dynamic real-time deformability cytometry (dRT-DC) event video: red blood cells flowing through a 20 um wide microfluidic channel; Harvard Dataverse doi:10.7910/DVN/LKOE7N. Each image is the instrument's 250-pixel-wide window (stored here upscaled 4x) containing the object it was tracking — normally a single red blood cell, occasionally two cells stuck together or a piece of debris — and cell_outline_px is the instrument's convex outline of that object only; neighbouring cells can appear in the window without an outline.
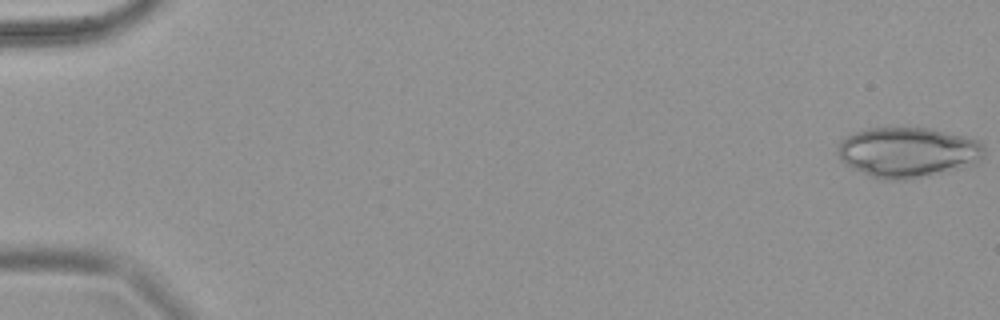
{"species": "common noctule bat (a hibernating species)", "species_latin": "Nyctalus noctula", "temperature_condition": "warm", "stored_images_in_passage": 69, "camera_frame_rate_fps": 3000, "um_per_image_px": 0.085, "animal": {"sex": "female", "body_mass_g": 18.4}, "frame": {"image": 1, "passage_image": 1, "time_ms": 0.0, "image_size_px": [1000, 320], "cell_outline_px": [[984, 156], [976, 164], [960, 168], [904, 180], [880, 180], [852, 168], [844, 164], [840, 160], [836, 152], [836, 148], [840, 140], [856, 132], [868, 128], [932, 128], [980, 140], [984, 144]], "centroid_in_image_um": [77.16, 12.94], "position_along_channel_um": 7.8, "area_um2": 43.12}}
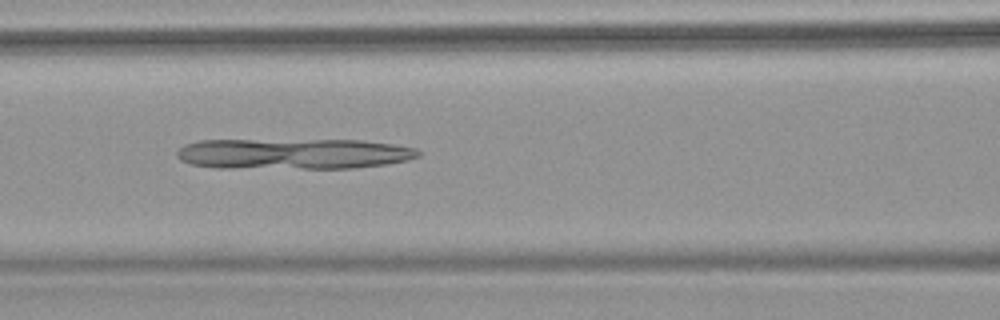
{"frame": {"image": 2, "passage_image": 32, "time_ms": 10.333, "image_size_px": [1000, 320], "cell_outline_px": [[420, 156], [408, 160], [388, 164], [352, 168], [216, 168], [192, 164], [180, 160], [176, 156], [176, 152], [184, 144], [200, 140], [364, 140], [392, 144], [416, 148], [420, 152]], "centroid_in_image_um": [24.93, 13.07], "position_along_channel_um": 141.7, "area_um2": 43.52}}
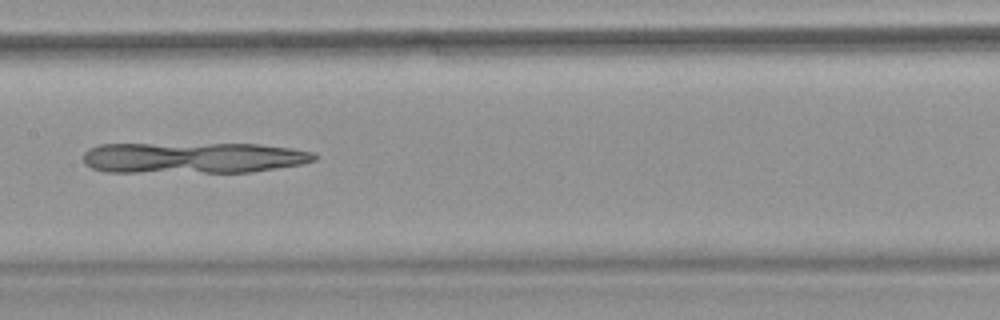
{"frame": {"image": 3, "passage_image": 37, "time_ms": 12.0, "image_size_px": [1000, 320], "cell_outline_px": [[320, 156], [316, 160], [304, 164], [252, 172], [104, 172], [92, 168], [84, 164], [84, 152], [88, 148], [100, 144], [260, 144], [288, 148], [312, 152]], "centroid_in_image_um": [16.42, 13.41], "position_along_channel_um": 191.0, "area_um2": 42.08}}